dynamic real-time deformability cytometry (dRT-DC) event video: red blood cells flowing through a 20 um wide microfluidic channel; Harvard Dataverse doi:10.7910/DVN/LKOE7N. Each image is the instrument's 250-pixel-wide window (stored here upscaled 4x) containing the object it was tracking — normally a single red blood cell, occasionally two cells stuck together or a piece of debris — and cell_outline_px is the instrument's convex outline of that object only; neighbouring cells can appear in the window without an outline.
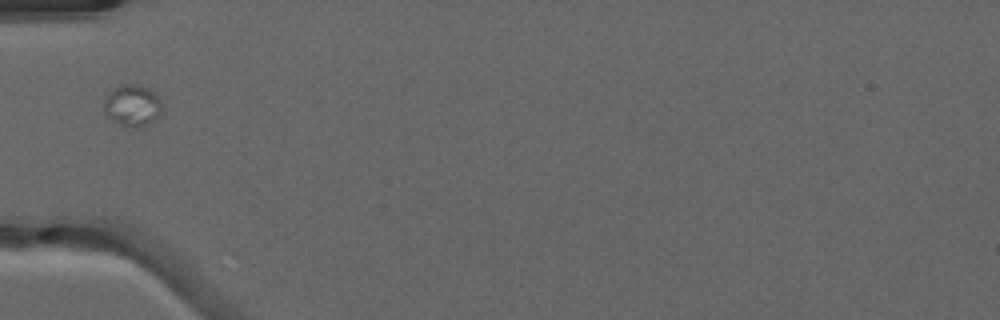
{"species": "common noctule bat (a hibernating species)", "species_latin": "Nyctalus noctula", "temperature_condition": "warm", "stored_images_in_passage": 14, "camera_frame_rate_fps": 3000, "um_per_image_px": 0.085, "animal": {"sex": "male", "forearm_length_mm": 52.5}, "frame": {"image": 1, "passage_image": 1, "time_ms": 0.0, "image_size_px": [1000, 320], "cell_outline_px": [[160, 112], [148, 124], [124, 124], [108, 116], [104, 112], [104, 100], [108, 92], [112, 88], [120, 84], [136, 84], [148, 88], [160, 100]], "centroid_in_image_um": [11.2, 8.87], "position_along_channel_um": 73.8, "area_um2": 13.24}}